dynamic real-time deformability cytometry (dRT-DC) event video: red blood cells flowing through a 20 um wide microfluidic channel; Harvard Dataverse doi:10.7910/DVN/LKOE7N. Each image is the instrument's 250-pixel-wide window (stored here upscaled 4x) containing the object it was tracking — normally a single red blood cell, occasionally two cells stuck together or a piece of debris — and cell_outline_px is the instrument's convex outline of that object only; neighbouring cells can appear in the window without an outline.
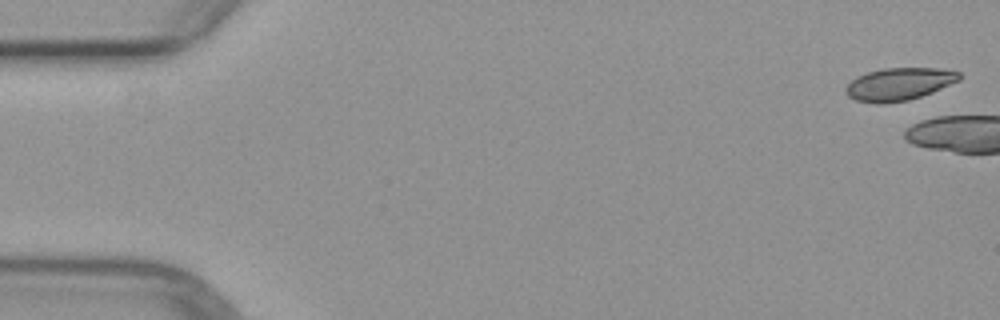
{"species": "common noctule bat (a hibernating species)", "species_latin": "Nyctalus noctula", "temperature_condition": "warm", "stored_images_in_passage": 6, "camera_frame_rate_fps": 3000, "um_per_image_px": 0.085, "animal": {"sex": "female", "body_mass_g": 29.2, "forearm_length_mm": 56.3}, "frame": {"image": 1, "passage_image": 1, "time_ms": 0.0, "image_size_px": [1000, 320], "cell_outline_px": [[960, 80], [932, 92], [908, 100], [856, 100], [848, 96], [844, 92], [844, 88], [856, 76], [868, 72], [884, 68], [940, 68], [960, 72]], "centroid_in_image_um": [76.45, 7.09], "position_along_channel_um": 8.5, "area_um2": 20.75}}